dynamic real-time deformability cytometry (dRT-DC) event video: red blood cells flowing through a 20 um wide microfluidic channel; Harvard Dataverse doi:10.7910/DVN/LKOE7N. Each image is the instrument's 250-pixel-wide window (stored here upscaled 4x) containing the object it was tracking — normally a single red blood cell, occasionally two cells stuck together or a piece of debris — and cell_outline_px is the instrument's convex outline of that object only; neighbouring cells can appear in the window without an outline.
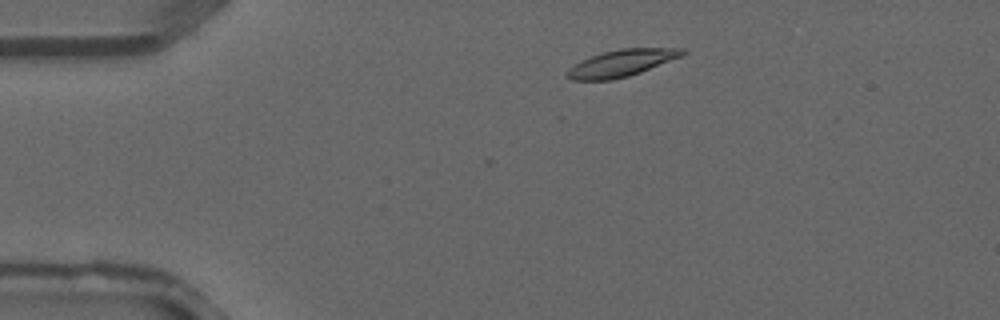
{"species": "common noctule bat (a hibernating species)", "species_latin": "Nyctalus noctula", "temperature_condition": "warm", "stored_images_in_passage": 2, "camera_frame_rate_fps": 3000, "um_per_image_px": 0.085, "animal": {"sex": "male", "forearm_length_mm": 52.5}, "frame": {"image": 1, "passage_image": 2, "time_ms": 0.333, "image_size_px": [1000, 320], "cell_outline_px": [[688, 52], [680, 56], [640, 72], [628, 76], [612, 80], [572, 80], [564, 76], [576, 64], [592, 56], [604, 52], [620, 48], [684, 48]], "centroid_in_image_um": [52.85, 5.36], "position_along_channel_um": 32.1, "area_um2": 17.57}}